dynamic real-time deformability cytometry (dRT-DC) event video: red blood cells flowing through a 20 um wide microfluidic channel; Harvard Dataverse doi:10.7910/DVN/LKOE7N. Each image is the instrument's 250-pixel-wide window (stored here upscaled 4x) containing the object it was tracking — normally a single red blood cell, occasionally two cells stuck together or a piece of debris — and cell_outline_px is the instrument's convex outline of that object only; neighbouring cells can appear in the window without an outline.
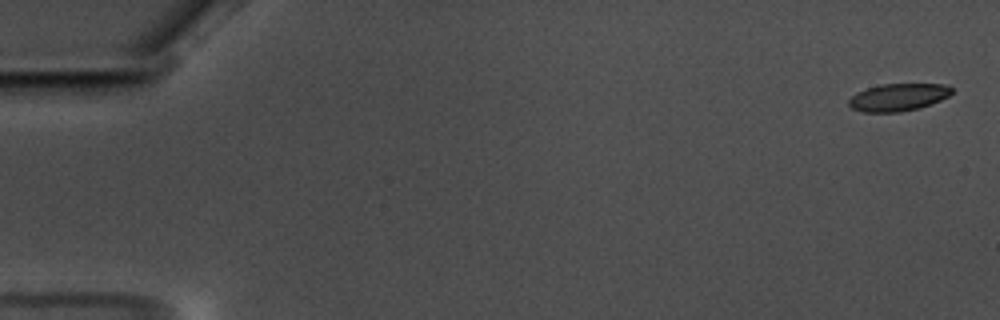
{"species": "common noctule bat (a hibernating species)", "species_latin": "Nyctalus noctula", "temperature_condition": "warm", "stored_images_in_passage": 11, "camera_frame_rate_fps": 3000, "um_per_image_px": 0.085, "animal": {"sex": "male", "body_mass_g": 17.5, "forearm_length_mm": 52.3}, "frame": {"image": 1, "passage_image": 2, "time_ms": 0.333, "image_size_px": [1000, 320], "cell_outline_px": [[952, 92], [948, 96], [940, 100], [920, 108], [900, 112], [864, 112], [852, 108], [848, 104], [848, 100], [856, 92], [880, 84], [944, 84], [952, 88]], "centroid_in_image_um": [76.33, 8.27], "position_along_channel_um": 8.7, "area_um2": 16.42}}